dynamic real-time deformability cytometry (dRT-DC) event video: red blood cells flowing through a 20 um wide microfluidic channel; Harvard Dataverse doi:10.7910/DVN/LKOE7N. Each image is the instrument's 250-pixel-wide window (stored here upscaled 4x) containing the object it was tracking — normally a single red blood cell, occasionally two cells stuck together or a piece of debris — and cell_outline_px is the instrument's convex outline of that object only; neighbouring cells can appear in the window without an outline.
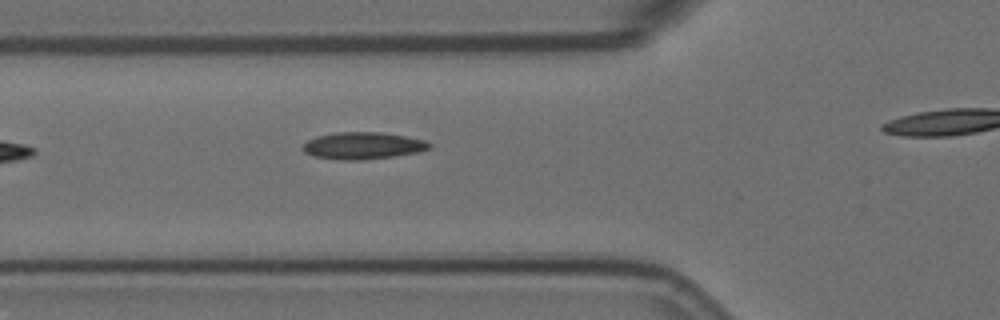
{"species": "Egyptian fruit bat (a non-hibernating species)", "species_latin": "Rousettus aegyptiacus", "temperature_condition": "room temperature", "stored_images_in_passage": 5, "segment_of_instrument_passage": [1, 2], "camera_frame_rate_fps": 3000, "um_per_image_px": 0.085, "animal": {"sex": "female"}, "frame": {"image": 1, "passage_image": 4, "time_ms": 1.0, "image_size_px": [1000, 320], "cell_outline_px": [[432, 148], [420, 152], [392, 156], [360, 160], [344, 160], [312, 156], [304, 152], [304, 144], [308, 140], [316, 136], [336, 132], [380, 132], [404, 136], [424, 140], [432, 144]], "centroid_in_image_um": [30.86, 12.38], "position_along_channel_um": 94.9, "area_um2": 19.83}}